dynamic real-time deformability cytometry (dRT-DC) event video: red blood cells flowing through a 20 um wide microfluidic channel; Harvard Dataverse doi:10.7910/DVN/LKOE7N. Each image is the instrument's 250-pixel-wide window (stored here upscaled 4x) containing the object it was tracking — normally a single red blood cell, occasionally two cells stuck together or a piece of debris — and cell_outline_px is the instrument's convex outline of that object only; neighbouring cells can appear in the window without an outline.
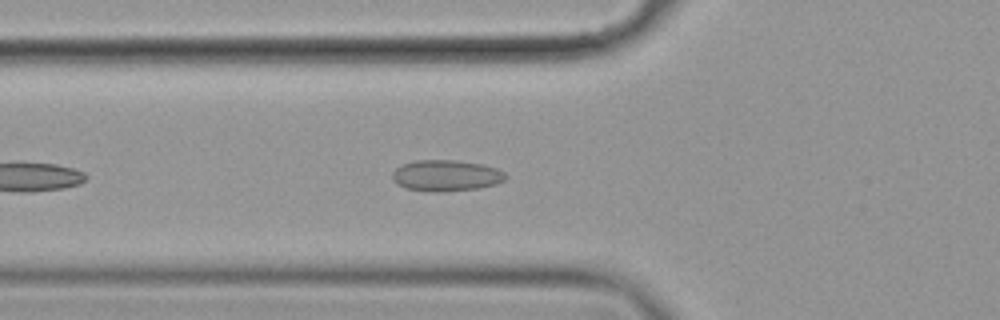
{"species": "common noctule bat (a hibernating species)", "species_latin": "Nyctalus noctula", "temperature_condition": "cold", "stored_images_in_passage": 29, "camera_frame_rate_fps": 3000, "um_per_image_px": 0.085, "animal": {"sex": "female", "body_mass_g": 19.9}, "frame": {"image": 1, "passage_image": 8, "time_ms": 2.333, "image_size_px": [1000, 320], "cell_outline_px": [[508, 176], [504, 180], [496, 184], [476, 188], [436, 192], [428, 192], [404, 188], [396, 184], [392, 180], [392, 172], [396, 168], [404, 164], [416, 160], [456, 160], [480, 164], [496, 168], [504, 172]], "centroid_in_image_um": [37.88, 14.93], "position_along_channel_um": 87.9, "area_um2": 20.58}}
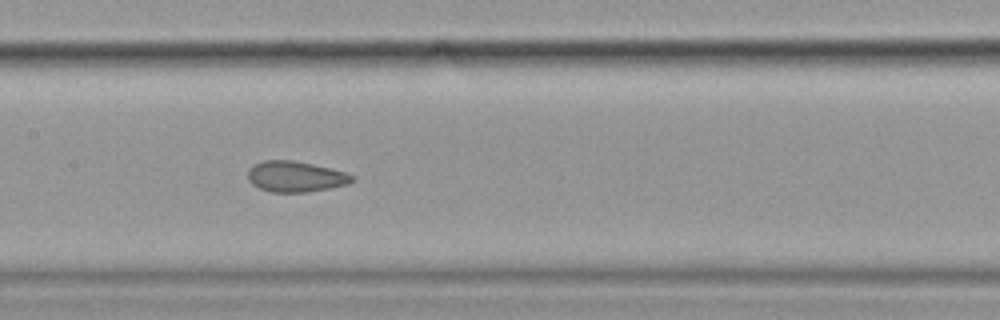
{"frame": {"image": 2, "passage_image": 16, "time_ms": 5.0, "image_size_px": [1000, 320], "cell_outline_px": [[356, 180], [348, 184], [308, 192], [272, 192], [260, 188], [252, 184], [248, 180], [248, 168], [252, 164], [264, 160], [292, 160], [312, 164], [344, 172], [356, 176]], "centroid_in_image_um": [25.1, 15.0], "position_along_channel_um": 182.3, "area_um2": 18.73}}
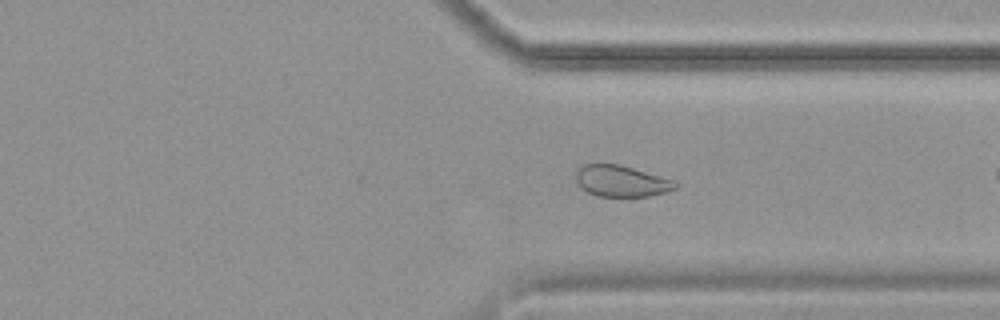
{"frame": {"image": 3, "passage_image": 28, "time_ms": 9.0, "image_size_px": [1000, 320], "cell_outline_px": [[680, 184], [676, 188], [664, 192], [648, 196], [596, 196], [580, 188], [576, 184], [572, 172], [580, 164], [620, 164], [672, 180]], "centroid_in_image_um": [52.69, 15.38], "position_along_channel_um": 358.7, "area_um2": 18.38}}